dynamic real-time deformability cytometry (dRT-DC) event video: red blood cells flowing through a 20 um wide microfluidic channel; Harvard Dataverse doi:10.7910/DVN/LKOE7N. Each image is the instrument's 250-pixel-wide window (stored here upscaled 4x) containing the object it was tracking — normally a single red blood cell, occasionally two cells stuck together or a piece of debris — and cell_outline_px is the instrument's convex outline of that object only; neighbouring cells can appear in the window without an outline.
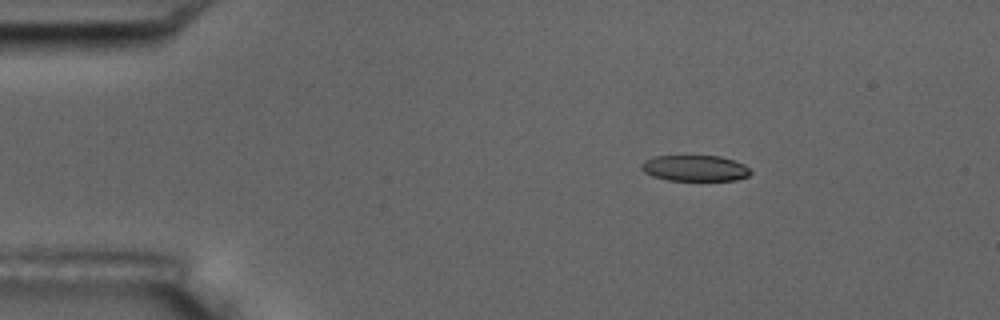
{"species": "common noctule bat (a hibernating species)", "species_latin": "Nyctalus noctula", "temperature_condition": "room temperature", "stored_images_in_passage": 5, "camera_frame_rate_fps": 3000, "um_per_image_px": 0.085, "animal": {"sex": "male", "body_mass_g": 17.5, "forearm_length_mm": 52.3}, "frame": {"image": 1, "passage_image": 2, "time_ms": 1.0, "image_size_px": [1000, 320], "cell_outline_px": [[752, 172], [748, 176], [736, 180], [668, 180], [652, 176], [644, 172], [640, 168], [640, 164], [644, 160], [656, 156], [720, 156], [744, 164]], "centroid_in_image_um": [59.04, 14.3], "position_along_channel_um": 26.0, "area_um2": 16.47}}
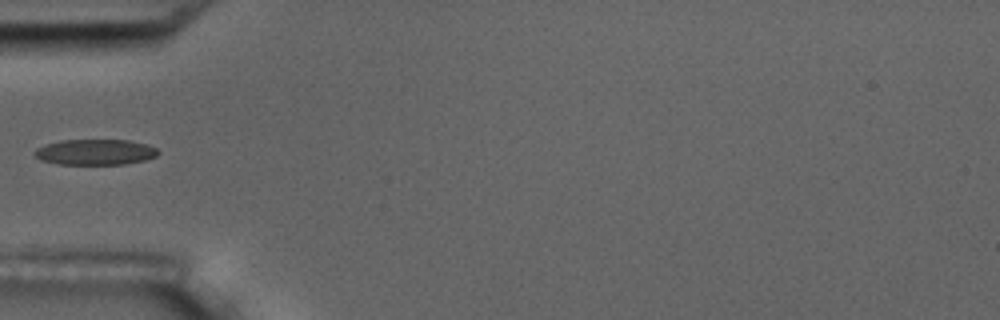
{"frame": {"image": 2, "passage_image": 5, "time_ms": 4.333, "image_size_px": [1000, 320], "cell_outline_px": [[160, 152], [156, 156], [144, 160], [124, 164], [60, 164], [40, 160], [32, 152], [36, 148], [44, 144], [60, 140], [128, 140], [148, 144], [156, 148]], "centroid_in_image_um": [8.08, 12.92], "position_along_channel_um": 76.9, "area_um2": 18.55}}